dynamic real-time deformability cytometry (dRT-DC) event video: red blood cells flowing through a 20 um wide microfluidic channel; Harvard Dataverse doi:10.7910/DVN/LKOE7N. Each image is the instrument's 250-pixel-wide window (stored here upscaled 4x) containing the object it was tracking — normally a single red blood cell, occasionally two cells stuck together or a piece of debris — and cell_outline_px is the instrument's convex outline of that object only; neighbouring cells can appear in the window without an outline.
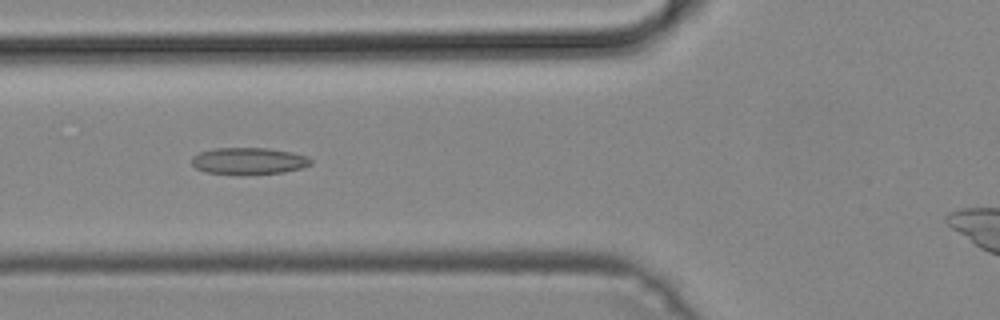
{"species": "common noctule bat (a hibernating species)", "species_latin": "Nyctalus noctula", "temperature_condition": "cold", "stored_images_in_passage": 40, "camera_frame_rate_fps": 3000, "um_per_image_px": 0.085, "animal": {"sex": "male", "body_mass_g": 19.2, "forearm_length_mm": 51.8}, "frame": {"image": 1, "passage_image": 13, "time_ms": 4.0, "image_size_px": [1000, 320], "cell_outline_px": [[312, 164], [300, 168], [284, 172], [244, 176], [236, 176], [204, 172], [196, 168], [192, 164], [192, 156], [200, 152], [216, 148], [268, 148], [292, 152], [308, 156], [312, 160]], "centroid_in_image_um": [21.13, 13.71], "position_along_channel_um": 104.7, "area_um2": 19.13}}
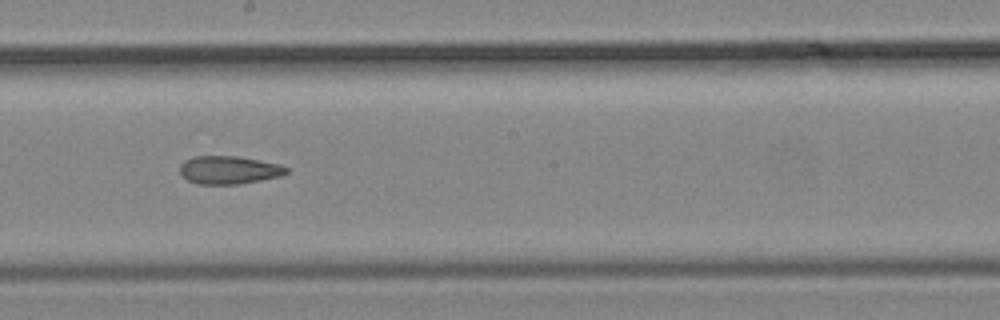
{"frame": {"image": 2, "passage_image": 22, "time_ms": 7.0, "image_size_px": [1000, 320], "cell_outline_px": [[288, 172], [280, 176], [240, 184], [196, 184], [188, 180], [180, 172], [180, 164], [184, 160], [192, 156], [236, 156], [280, 164], [288, 168]], "centroid_in_image_um": [19.44, 14.44], "position_along_channel_um": 228.8, "area_um2": 17.4}}
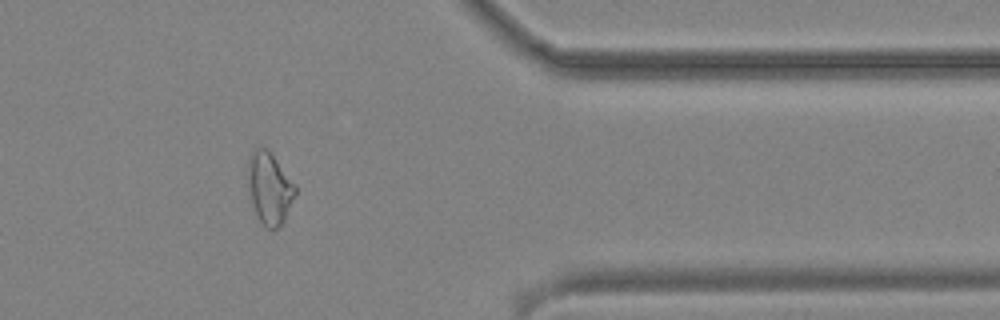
{"frame": {"image": 3, "passage_image": 35, "time_ms": 11.333, "image_size_px": [1000, 320], "cell_outline_px": [[296, 192], [284, 220], [272, 232], [260, 220], [252, 204], [248, 180], [248, 160], [252, 152], [256, 148], [268, 148], [296, 184]], "centroid_in_image_um": [22.92, 15.96], "position_along_channel_um": 388.5, "area_um2": 19.59}}